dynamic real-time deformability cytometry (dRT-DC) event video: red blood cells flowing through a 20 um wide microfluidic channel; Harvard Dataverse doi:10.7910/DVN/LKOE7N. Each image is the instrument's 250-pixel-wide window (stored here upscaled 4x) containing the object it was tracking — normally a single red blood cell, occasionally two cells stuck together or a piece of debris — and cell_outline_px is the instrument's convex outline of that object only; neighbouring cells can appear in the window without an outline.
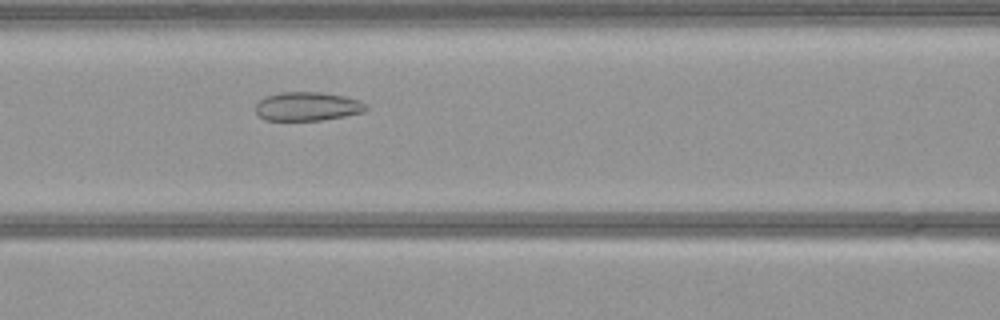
{"species": "common noctule bat (a hibernating species)", "species_latin": "Nyctalus noctula", "temperature_condition": "warm", "stored_images_in_passage": 49, "camera_frame_rate_fps": 3000, "um_per_image_px": 0.085, "animal": {"sex": "female", "body_mass_g": 21.9}, "frame": {"image": 1, "passage_image": 18, "time_ms": 5.667, "image_size_px": [1000, 320], "cell_outline_px": [[368, 108], [364, 112], [324, 120], [264, 120], [256, 112], [256, 104], [264, 96], [280, 92], [320, 92], [344, 96], [360, 100]], "centroid_in_image_um": [26.12, 9.04], "position_along_channel_um": 140.5, "area_um2": 18.55}}
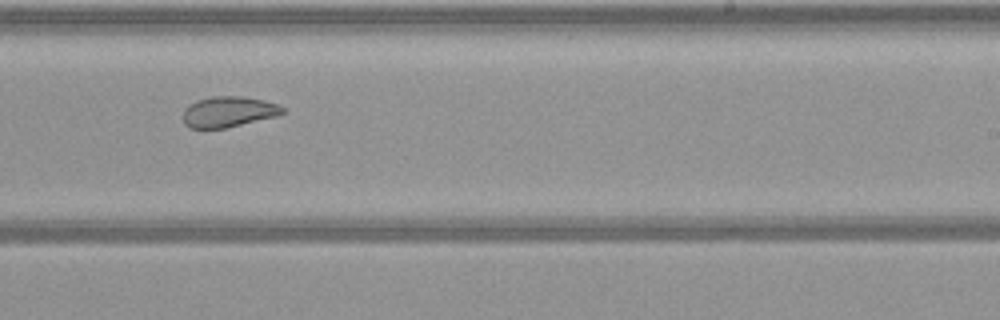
{"frame": {"image": 2, "passage_image": 28, "time_ms": 9.0, "image_size_px": [1000, 320], "cell_outline_px": [[284, 112], [280, 116], [224, 128], [188, 128], [184, 124], [184, 108], [188, 104], [196, 100], [212, 96], [240, 96], [264, 100], [276, 104], [284, 108]], "centroid_in_image_um": [19.41, 9.5], "position_along_channel_um": 269.6, "area_um2": 17.92}}
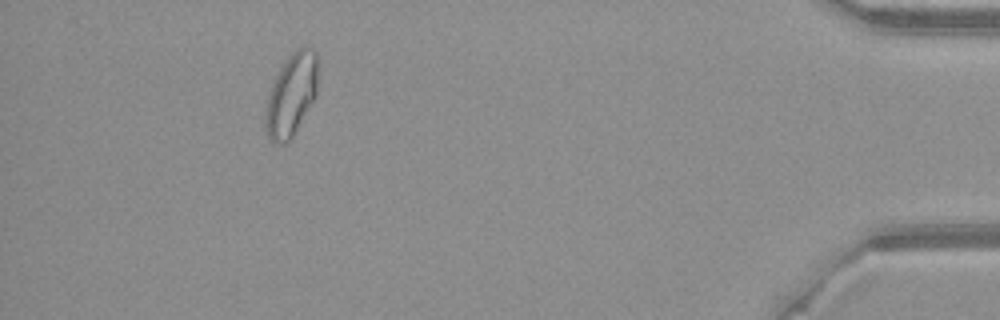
{"frame": {"image": 3, "passage_image": 44, "time_ms": 14.333, "image_size_px": [1000, 320], "cell_outline_px": [[320, 56], [316, 96], [292, 136], [284, 144], [272, 144], [268, 136], [264, 120], [268, 96], [272, 84], [280, 68], [288, 56], [296, 48], [304, 44], [308, 44]], "centroid_in_image_um": [24.81, 7.97], "position_along_channel_um": 410.4, "area_um2": 25.66}}